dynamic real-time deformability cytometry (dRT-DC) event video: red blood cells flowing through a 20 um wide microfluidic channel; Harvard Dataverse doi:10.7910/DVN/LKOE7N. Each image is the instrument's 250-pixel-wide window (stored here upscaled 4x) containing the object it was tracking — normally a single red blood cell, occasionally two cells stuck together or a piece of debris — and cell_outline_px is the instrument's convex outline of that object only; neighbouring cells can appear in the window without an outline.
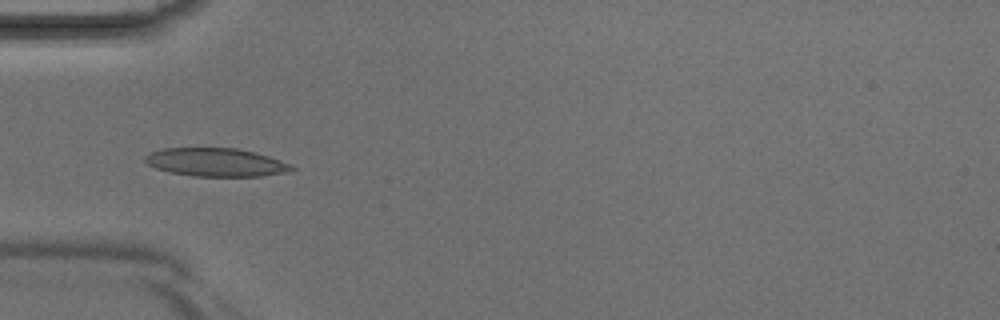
{"species": "Egyptian fruit bat (a non-hibernating species)", "species_latin": "Rousettus aegyptiacus", "temperature_condition": "room temperature", "stored_images_in_passage": 4, "camera_frame_rate_fps": 3000, "um_per_image_px": 0.085, "animal": {"sex": "male"}, "frame": {"image": 1, "passage_image": 4, "time_ms": 1.0, "image_size_px": [1000, 320], "cell_outline_px": [[296, 168], [288, 172], [260, 176], [192, 176], [168, 172], [156, 168], [148, 164], [144, 160], [144, 156], [148, 152], [164, 148], [236, 148], [268, 156], [292, 164]], "centroid_in_image_um": [18.33, 13.8], "position_along_channel_um": 66.7, "area_um2": 24.22}}